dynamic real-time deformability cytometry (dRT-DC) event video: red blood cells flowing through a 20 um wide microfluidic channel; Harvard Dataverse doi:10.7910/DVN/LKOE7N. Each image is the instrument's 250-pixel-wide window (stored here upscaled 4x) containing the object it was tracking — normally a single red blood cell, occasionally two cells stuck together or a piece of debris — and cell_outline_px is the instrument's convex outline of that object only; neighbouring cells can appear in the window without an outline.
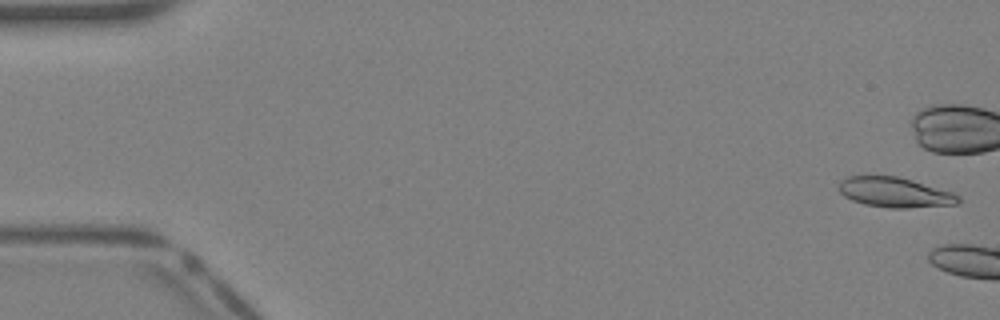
{"species": "Egyptian fruit bat (a non-hibernating species)", "species_latin": "Rousettus aegyptiacus", "temperature_condition": "warm", "stored_images_in_passage": 3, "camera_frame_rate_fps": 3000, "um_per_image_px": 0.085, "animal": {"sex": "female"}, "frame": {"image": 1, "passage_image": 1, "time_ms": 0.0, "image_size_px": [1000, 320], "cell_outline_px": [[960, 200], [956, 204], [908, 208], [892, 208], [864, 204], [852, 200], [844, 196], [840, 192], [840, 180], [848, 176], [896, 176], [912, 180], [952, 192], [960, 196]], "centroid_in_image_um": [76.05, 16.35], "position_along_channel_um": 8.9, "area_um2": 20.69}}